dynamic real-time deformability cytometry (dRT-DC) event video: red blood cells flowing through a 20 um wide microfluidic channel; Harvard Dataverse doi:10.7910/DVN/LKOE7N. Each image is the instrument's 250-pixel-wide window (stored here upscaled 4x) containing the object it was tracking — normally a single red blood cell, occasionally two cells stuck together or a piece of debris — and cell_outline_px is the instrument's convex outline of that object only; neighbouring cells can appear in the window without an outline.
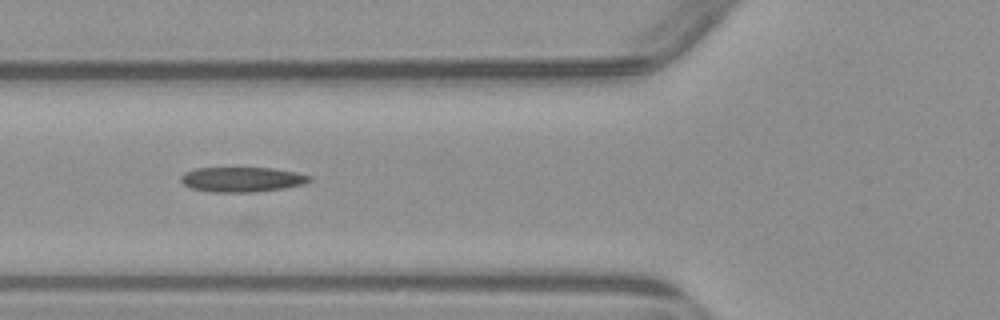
{"species": "common noctule bat (a hibernating species)", "species_latin": "Nyctalus noctula", "temperature_condition": "warm", "stored_images_in_passage": 7, "camera_frame_rate_fps": 3000, "um_per_image_px": 0.085, "animal": {"sex": "male", "body_mass_g": 23.1, "forearm_length_mm": 52.7}, "frame": {"image": 1, "passage_image": 6, "time_ms": 6.0, "image_size_px": [1000, 320], "cell_outline_px": [[312, 180], [304, 184], [284, 188], [252, 192], [212, 192], [192, 188], [184, 184], [180, 180], [180, 176], [184, 172], [196, 168], [272, 168], [296, 172], [312, 176]], "centroid_in_image_um": [20.58, 15.25], "position_along_channel_um": 105.2, "area_um2": 18.67}}
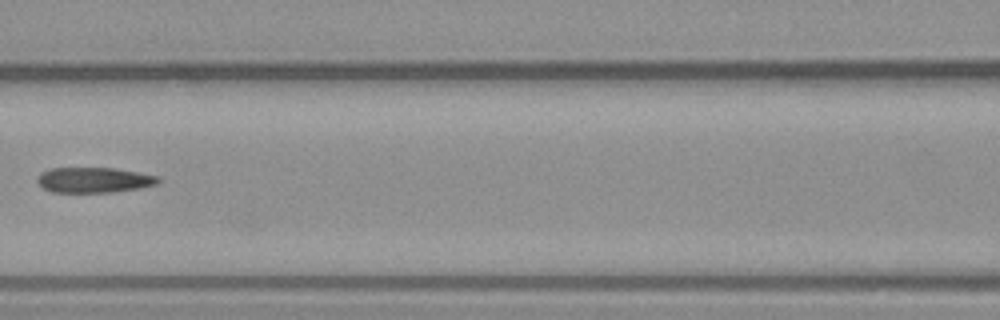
{"frame": {"image": 2, "passage_image": 7, "time_ms": 7.333, "image_size_px": [1000, 320], "cell_outline_px": [[160, 180], [156, 184], [140, 188], [112, 192], [52, 192], [44, 188], [36, 180], [40, 172], [48, 168], [116, 168], [160, 176]], "centroid_in_image_um": [7.99, 15.29], "position_along_channel_um": 158.6, "area_um2": 17.92}}